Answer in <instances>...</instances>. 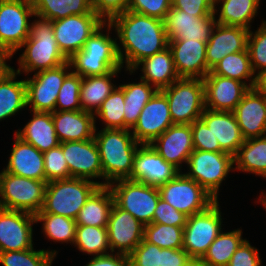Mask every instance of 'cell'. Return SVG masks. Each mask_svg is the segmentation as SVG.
<instances>
[{
  "label": "cell",
  "instance_id": "1",
  "mask_svg": "<svg viewBox=\"0 0 266 266\" xmlns=\"http://www.w3.org/2000/svg\"><path fill=\"white\" fill-rule=\"evenodd\" d=\"M117 34V51L122 67L132 70L142 59L168 47L164 21L125 11L109 21Z\"/></svg>",
  "mask_w": 266,
  "mask_h": 266
},
{
  "label": "cell",
  "instance_id": "2",
  "mask_svg": "<svg viewBox=\"0 0 266 266\" xmlns=\"http://www.w3.org/2000/svg\"><path fill=\"white\" fill-rule=\"evenodd\" d=\"M105 186L120 179L131 177L134 157L140 145L130 130L95 128Z\"/></svg>",
  "mask_w": 266,
  "mask_h": 266
},
{
  "label": "cell",
  "instance_id": "3",
  "mask_svg": "<svg viewBox=\"0 0 266 266\" xmlns=\"http://www.w3.org/2000/svg\"><path fill=\"white\" fill-rule=\"evenodd\" d=\"M33 17L37 20L30 24V35L19 48H25L18 58L19 68L15 70L12 67L20 75L56 68L68 62L54 37L52 20L36 15Z\"/></svg>",
  "mask_w": 266,
  "mask_h": 266
},
{
  "label": "cell",
  "instance_id": "4",
  "mask_svg": "<svg viewBox=\"0 0 266 266\" xmlns=\"http://www.w3.org/2000/svg\"><path fill=\"white\" fill-rule=\"evenodd\" d=\"M100 186H105V181L69 178L47 182L44 203L38 213L58 214L75 220Z\"/></svg>",
  "mask_w": 266,
  "mask_h": 266
},
{
  "label": "cell",
  "instance_id": "5",
  "mask_svg": "<svg viewBox=\"0 0 266 266\" xmlns=\"http://www.w3.org/2000/svg\"><path fill=\"white\" fill-rule=\"evenodd\" d=\"M47 182L0 172V208L37 214L41 211Z\"/></svg>",
  "mask_w": 266,
  "mask_h": 266
},
{
  "label": "cell",
  "instance_id": "6",
  "mask_svg": "<svg viewBox=\"0 0 266 266\" xmlns=\"http://www.w3.org/2000/svg\"><path fill=\"white\" fill-rule=\"evenodd\" d=\"M161 91L167 97L173 124H191L201 118L205 110L201 78H180Z\"/></svg>",
  "mask_w": 266,
  "mask_h": 266
},
{
  "label": "cell",
  "instance_id": "7",
  "mask_svg": "<svg viewBox=\"0 0 266 266\" xmlns=\"http://www.w3.org/2000/svg\"><path fill=\"white\" fill-rule=\"evenodd\" d=\"M114 203L129 212L144 226L152 223L155 209L161 198L158 187L145 183L120 179L108 185Z\"/></svg>",
  "mask_w": 266,
  "mask_h": 266
},
{
  "label": "cell",
  "instance_id": "8",
  "mask_svg": "<svg viewBox=\"0 0 266 266\" xmlns=\"http://www.w3.org/2000/svg\"><path fill=\"white\" fill-rule=\"evenodd\" d=\"M219 200L202 212L187 217L183 227V249L193 261H199L222 232Z\"/></svg>",
  "mask_w": 266,
  "mask_h": 266
},
{
  "label": "cell",
  "instance_id": "9",
  "mask_svg": "<svg viewBox=\"0 0 266 266\" xmlns=\"http://www.w3.org/2000/svg\"><path fill=\"white\" fill-rule=\"evenodd\" d=\"M187 167L189 171L184 174L218 200L220 185L229 172L234 171V161L233 156L226 152L194 149L188 158Z\"/></svg>",
  "mask_w": 266,
  "mask_h": 266
},
{
  "label": "cell",
  "instance_id": "10",
  "mask_svg": "<svg viewBox=\"0 0 266 266\" xmlns=\"http://www.w3.org/2000/svg\"><path fill=\"white\" fill-rule=\"evenodd\" d=\"M30 0H1L0 48L12 56L30 35L29 17L34 16Z\"/></svg>",
  "mask_w": 266,
  "mask_h": 266
},
{
  "label": "cell",
  "instance_id": "11",
  "mask_svg": "<svg viewBox=\"0 0 266 266\" xmlns=\"http://www.w3.org/2000/svg\"><path fill=\"white\" fill-rule=\"evenodd\" d=\"M160 197L187 217L202 212L216 199L182 171L158 187Z\"/></svg>",
  "mask_w": 266,
  "mask_h": 266
},
{
  "label": "cell",
  "instance_id": "12",
  "mask_svg": "<svg viewBox=\"0 0 266 266\" xmlns=\"http://www.w3.org/2000/svg\"><path fill=\"white\" fill-rule=\"evenodd\" d=\"M69 61L52 69L34 73L25 79L27 107L30 112H54L59 90L71 73Z\"/></svg>",
  "mask_w": 266,
  "mask_h": 266
},
{
  "label": "cell",
  "instance_id": "13",
  "mask_svg": "<svg viewBox=\"0 0 266 266\" xmlns=\"http://www.w3.org/2000/svg\"><path fill=\"white\" fill-rule=\"evenodd\" d=\"M104 23L97 14L70 15L52 21L54 37L60 51L69 60Z\"/></svg>",
  "mask_w": 266,
  "mask_h": 266
},
{
  "label": "cell",
  "instance_id": "14",
  "mask_svg": "<svg viewBox=\"0 0 266 266\" xmlns=\"http://www.w3.org/2000/svg\"><path fill=\"white\" fill-rule=\"evenodd\" d=\"M106 228L111 253L129 256L144 239L145 226L115 203Z\"/></svg>",
  "mask_w": 266,
  "mask_h": 266
},
{
  "label": "cell",
  "instance_id": "15",
  "mask_svg": "<svg viewBox=\"0 0 266 266\" xmlns=\"http://www.w3.org/2000/svg\"><path fill=\"white\" fill-rule=\"evenodd\" d=\"M173 125L166 95L158 90L142 109L130 130L140 144H150Z\"/></svg>",
  "mask_w": 266,
  "mask_h": 266
},
{
  "label": "cell",
  "instance_id": "16",
  "mask_svg": "<svg viewBox=\"0 0 266 266\" xmlns=\"http://www.w3.org/2000/svg\"><path fill=\"white\" fill-rule=\"evenodd\" d=\"M33 214L0 208V252L33 248Z\"/></svg>",
  "mask_w": 266,
  "mask_h": 266
},
{
  "label": "cell",
  "instance_id": "17",
  "mask_svg": "<svg viewBox=\"0 0 266 266\" xmlns=\"http://www.w3.org/2000/svg\"><path fill=\"white\" fill-rule=\"evenodd\" d=\"M180 171L166 162L150 144H140L134 157L129 180L159 187L172 180Z\"/></svg>",
  "mask_w": 266,
  "mask_h": 266
},
{
  "label": "cell",
  "instance_id": "18",
  "mask_svg": "<svg viewBox=\"0 0 266 266\" xmlns=\"http://www.w3.org/2000/svg\"><path fill=\"white\" fill-rule=\"evenodd\" d=\"M216 16L195 17L193 14L171 7L164 19L168 41L196 40L207 42L217 24Z\"/></svg>",
  "mask_w": 266,
  "mask_h": 266
},
{
  "label": "cell",
  "instance_id": "19",
  "mask_svg": "<svg viewBox=\"0 0 266 266\" xmlns=\"http://www.w3.org/2000/svg\"><path fill=\"white\" fill-rule=\"evenodd\" d=\"M71 178L103 179L99 150L94 138L60 143Z\"/></svg>",
  "mask_w": 266,
  "mask_h": 266
},
{
  "label": "cell",
  "instance_id": "20",
  "mask_svg": "<svg viewBox=\"0 0 266 266\" xmlns=\"http://www.w3.org/2000/svg\"><path fill=\"white\" fill-rule=\"evenodd\" d=\"M204 83L205 108L213 111H233L250 89L248 84L213 74L202 79Z\"/></svg>",
  "mask_w": 266,
  "mask_h": 266
},
{
  "label": "cell",
  "instance_id": "21",
  "mask_svg": "<svg viewBox=\"0 0 266 266\" xmlns=\"http://www.w3.org/2000/svg\"><path fill=\"white\" fill-rule=\"evenodd\" d=\"M159 155L180 172L194 151L191 124H173L150 143Z\"/></svg>",
  "mask_w": 266,
  "mask_h": 266
},
{
  "label": "cell",
  "instance_id": "22",
  "mask_svg": "<svg viewBox=\"0 0 266 266\" xmlns=\"http://www.w3.org/2000/svg\"><path fill=\"white\" fill-rule=\"evenodd\" d=\"M205 41L171 40L168 47L180 78L203 79L210 70L207 66Z\"/></svg>",
  "mask_w": 266,
  "mask_h": 266
},
{
  "label": "cell",
  "instance_id": "23",
  "mask_svg": "<svg viewBox=\"0 0 266 266\" xmlns=\"http://www.w3.org/2000/svg\"><path fill=\"white\" fill-rule=\"evenodd\" d=\"M243 138L262 137L266 131V97L250 88L232 111Z\"/></svg>",
  "mask_w": 266,
  "mask_h": 266
},
{
  "label": "cell",
  "instance_id": "24",
  "mask_svg": "<svg viewBox=\"0 0 266 266\" xmlns=\"http://www.w3.org/2000/svg\"><path fill=\"white\" fill-rule=\"evenodd\" d=\"M249 31L240 26L216 24L206 46L208 69L211 70L226 55L245 51Z\"/></svg>",
  "mask_w": 266,
  "mask_h": 266
},
{
  "label": "cell",
  "instance_id": "25",
  "mask_svg": "<svg viewBox=\"0 0 266 266\" xmlns=\"http://www.w3.org/2000/svg\"><path fill=\"white\" fill-rule=\"evenodd\" d=\"M201 119L211 130L214 138H217L220 148L234 156L245 139L233 112L213 111L205 108Z\"/></svg>",
  "mask_w": 266,
  "mask_h": 266
},
{
  "label": "cell",
  "instance_id": "26",
  "mask_svg": "<svg viewBox=\"0 0 266 266\" xmlns=\"http://www.w3.org/2000/svg\"><path fill=\"white\" fill-rule=\"evenodd\" d=\"M8 164L4 170L13 175L45 181L44 155L16 134Z\"/></svg>",
  "mask_w": 266,
  "mask_h": 266
},
{
  "label": "cell",
  "instance_id": "27",
  "mask_svg": "<svg viewBox=\"0 0 266 266\" xmlns=\"http://www.w3.org/2000/svg\"><path fill=\"white\" fill-rule=\"evenodd\" d=\"M51 113L60 143L86 141L94 138L96 128L94 114L83 110L54 111Z\"/></svg>",
  "mask_w": 266,
  "mask_h": 266
},
{
  "label": "cell",
  "instance_id": "28",
  "mask_svg": "<svg viewBox=\"0 0 266 266\" xmlns=\"http://www.w3.org/2000/svg\"><path fill=\"white\" fill-rule=\"evenodd\" d=\"M138 68L142 71L140 78L157 90L169 87L173 82L180 79L169 47L142 59L132 70H129V73H134Z\"/></svg>",
  "mask_w": 266,
  "mask_h": 266
},
{
  "label": "cell",
  "instance_id": "29",
  "mask_svg": "<svg viewBox=\"0 0 266 266\" xmlns=\"http://www.w3.org/2000/svg\"><path fill=\"white\" fill-rule=\"evenodd\" d=\"M31 115H33L32 119L27 122L23 129H18L15 134L42 153L60 145L55 132L52 113L33 111Z\"/></svg>",
  "mask_w": 266,
  "mask_h": 266
},
{
  "label": "cell",
  "instance_id": "30",
  "mask_svg": "<svg viewBox=\"0 0 266 266\" xmlns=\"http://www.w3.org/2000/svg\"><path fill=\"white\" fill-rule=\"evenodd\" d=\"M122 69H116L106 75L82 77L80 103L82 110L95 114L102 102L114 91L117 85L111 81Z\"/></svg>",
  "mask_w": 266,
  "mask_h": 266
},
{
  "label": "cell",
  "instance_id": "31",
  "mask_svg": "<svg viewBox=\"0 0 266 266\" xmlns=\"http://www.w3.org/2000/svg\"><path fill=\"white\" fill-rule=\"evenodd\" d=\"M114 197L108 186H100L87 200L75 219L76 225L107 227Z\"/></svg>",
  "mask_w": 266,
  "mask_h": 266
},
{
  "label": "cell",
  "instance_id": "32",
  "mask_svg": "<svg viewBox=\"0 0 266 266\" xmlns=\"http://www.w3.org/2000/svg\"><path fill=\"white\" fill-rule=\"evenodd\" d=\"M261 0H214V15L217 24L226 26H240L250 30V23L257 16ZM222 4L219 10L217 5Z\"/></svg>",
  "mask_w": 266,
  "mask_h": 266
},
{
  "label": "cell",
  "instance_id": "33",
  "mask_svg": "<svg viewBox=\"0 0 266 266\" xmlns=\"http://www.w3.org/2000/svg\"><path fill=\"white\" fill-rule=\"evenodd\" d=\"M234 171L266 178V137L246 139L233 156Z\"/></svg>",
  "mask_w": 266,
  "mask_h": 266
},
{
  "label": "cell",
  "instance_id": "34",
  "mask_svg": "<svg viewBox=\"0 0 266 266\" xmlns=\"http://www.w3.org/2000/svg\"><path fill=\"white\" fill-rule=\"evenodd\" d=\"M20 74L13 69L0 79V121L27 107L25 80H16Z\"/></svg>",
  "mask_w": 266,
  "mask_h": 266
},
{
  "label": "cell",
  "instance_id": "35",
  "mask_svg": "<svg viewBox=\"0 0 266 266\" xmlns=\"http://www.w3.org/2000/svg\"><path fill=\"white\" fill-rule=\"evenodd\" d=\"M139 81L119 85L124 92V129L127 130L134 127L142 109L158 91L141 78Z\"/></svg>",
  "mask_w": 266,
  "mask_h": 266
},
{
  "label": "cell",
  "instance_id": "36",
  "mask_svg": "<svg viewBox=\"0 0 266 266\" xmlns=\"http://www.w3.org/2000/svg\"><path fill=\"white\" fill-rule=\"evenodd\" d=\"M36 16L60 20L70 15L96 14L91 0H30Z\"/></svg>",
  "mask_w": 266,
  "mask_h": 266
},
{
  "label": "cell",
  "instance_id": "37",
  "mask_svg": "<svg viewBox=\"0 0 266 266\" xmlns=\"http://www.w3.org/2000/svg\"><path fill=\"white\" fill-rule=\"evenodd\" d=\"M107 27V29H106ZM104 30L108 33L103 34ZM112 26L109 22L102 24L86 41L83 48L74 55H95L102 58L114 69H122V64L117 51V40L112 38L110 31Z\"/></svg>",
  "mask_w": 266,
  "mask_h": 266
},
{
  "label": "cell",
  "instance_id": "38",
  "mask_svg": "<svg viewBox=\"0 0 266 266\" xmlns=\"http://www.w3.org/2000/svg\"><path fill=\"white\" fill-rule=\"evenodd\" d=\"M242 233L241 229L230 232L222 230L199 262L203 266H228L232 255L246 240L242 238Z\"/></svg>",
  "mask_w": 266,
  "mask_h": 266
},
{
  "label": "cell",
  "instance_id": "39",
  "mask_svg": "<svg viewBox=\"0 0 266 266\" xmlns=\"http://www.w3.org/2000/svg\"><path fill=\"white\" fill-rule=\"evenodd\" d=\"M213 74L228 77L247 84L253 88L255 83V73L251 67L248 50L226 55L211 70Z\"/></svg>",
  "mask_w": 266,
  "mask_h": 266
},
{
  "label": "cell",
  "instance_id": "40",
  "mask_svg": "<svg viewBox=\"0 0 266 266\" xmlns=\"http://www.w3.org/2000/svg\"><path fill=\"white\" fill-rule=\"evenodd\" d=\"M73 246L77 247L80 252L92 256L111 253L106 227L77 225Z\"/></svg>",
  "mask_w": 266,
  "mask_h": 266
},
{
  "label": "cell",
  "instance_id": "41",
  "mask_svg": "<svg viewBox=\"0 0 266 266\" xmlns=\"http://www.w3.org/2000/svg\"><path fill=\"white\" fill-rule=\"evenodd\" d=\"M35 222L42 223V232L53 242L74 244L76 233V221L58 214L37 213Z\"/></svg>",
  "mask_w": 266,
  "mask_h": 266
},
{
  "label": "cell",
  "instance_id": "42",
  "mask_svg": "<svg viewBox=\"0 0 266 266\" xmlns=\"http://www.w3.org/2000/svg\"><path fill=\"white\" fill-rule=\"evenodd\" d=\"M104 123V129H124V92L118 86L102 102L100 108L94 114Z\"/></svg>",
  "mask_w": 266,
  "mask_h": 266
},
{
  "label": "cell",
  "instance_id": "43",
  "mask_svg": "<svg viewBox=\"0 0 266 266\" xmlns=\"http://www.w3.org/2000/svg\"><path fill=\"white\" fill-rule=\"evenodd\" d=\"M55 250H35L0 252V263L3 266H51L57 255Z\"/></svg>",
  "mask_w": 266,
  "mask_h": 266
},
{
  "label": "cell",
  "instance_id": "44",
  "mask_svg": "<svg viewBox=\"0 0 266 266\" xmlns=\"http://www.w3.org/2000/svg\"><path fill=\"white\" fill-rule=\"evenodd\" d=\"M144 239L160 248L183 249V227L150 223L145 225Z\"/></svg>",
  "mask_w": 266,
  "mask_h": 266
},
{
  "label": "cell",
  "instance_id": "45",
  "mask_svg": "<svg viewBox=\"0 0 266 266\" xmlns=\"http://www.w3.org/2000/svg\"><path fill=\"white\" fill-rule=\"evenodd\" d=\"M82 77L71 72L65 79L59 90L55 111L82 110L80 103V86Z\"/></svg>",
  "mask_w": 266,
  "mask_h": 266
},
{
  "label": "cell",
  "instance_id": "46",
  "mask_svg": "<svg viewBox=\"0 0 266 266\" xmlns=\"http://www.w3.org/2000/svg\"><path fill=\"white\" fill-rule=\"evenodd\" d=\"M68 61L72 72L81 77L106 75L114 70L102 56L73 55Z\"/></svg>",
  "mask_w": 266,
  "mask_h": 266
},
{
  "label": "cell",
  "instance_id": "47",
  "mask_svg": "<svg viewBox=\"0 0 266 266\" xmlns=\"http://www.w3.org/2000/svg\"><path fill=\"white\" fill-rule=\"evenodd\" d=\"M247 50L251 67L254 73L266 68V21L262 20L261 26L256 31H249ZM257 71V72H256Z\"/></svg>",
  "mask_w": 266,
  "mask_h": 266
},
{
  "label": "cell",
  "instance_id": "48",
  "mask_svg": "<svg viewBox=\"0 0 266 266\" xmlns=\"http://www.w3.org/2000/svg\"><path fill=\"white\" fill-rule=\"evenodd\" d=\"M43 155L46 182L71 178L61 145L44 152Z\"/></svg>",
  "mask_w": 266,
  "mask_h": 266
},
{
  "label": "cell",
  "instance_id": "49",
  "mask_svg": "<svg viewBox=\"0 0 266 266\" xmlns=\"http://www.w3.org/2000/svg\"><path fill=\"white\" fill-rule=\"evenodd\" d=\"M128 257L130 266H161L162 248L143 239Z\"/></svg>",
  "mask_w": 266,
  "mask_h": 266
},
{
  "label": "cell",
  "instance_id": "50",
  "mask_svg": "<svg viewBox=\"0 0 266 266\" xmlns=\"http://www.w3.org/2000/svg\"><path fill=\"white\" fill-rule=\"evenodd\" d=\"M192 138L194 149L209 152H224L211 133L208 126L200 118L191 123Z\"/></svg>",
  "mask_w": 266,
  "mask_h": 266
},
{
  "label": "cell",
  "instance_id": "51",
  "mask_svg": "<svg viewBox=\"0 0 266 266\" xmlns=\"http://www.w3.org/2000/svg\"><path fill=\"white\" fill-rule=\"evenodd\" d=\"M171 7L168 0H129L127 10L164 21Z\"/></svg>",
  "mask_w": 266,
  "mask_h": 266
},
{
  "label": "cell",
  "instance_id": "52",
  "mask_svg": "<svg viewBox=\"0 0 266 266\" xmlns=\"http://www.w3.org/2000/svg\"><path fill=\"white\" fill-rule=\"evenodd\" d=\"M187 216L179 212L162 198L159 199L154 212L152 223H161L172 226L184 227Z\"/></svg>",
  "mask_w": 266,
  "mask_h": 266
},
{
  "label": "cell",
  "instance_id": "53",
  "mask_svg": "<svg viewBox=\"0 0 266 266\" xmlns=\"http://www.w3.org/2000/svg\"><path fill=\"white\" fill-rule=\"evenodd\" d=\"M129 0H91L92 10L104 21L127 11Z\"/></svg>",
  "mask_w": 266,
  "mask_h": 266
},
{
  "label": "cell",
  "instance_id": "54",
  "mask_svg": "<svg viewBox=\"0 0 266 266\" xmlns=\"http://www.w3.org/2000/svg\"><path fill=\"white\" fill-rule=\"evenodd\" d=\"M258 249L245 240L235 251L228 266H263Z\"/></svg>",
  "mask_w": 266,
  "mask_h": 266
},
{
  "label": "cell",
  "instance_id": "55",
  "mask_svg": "<svg viewBox=\"0 0 266 266\" xmlns=\"http://www.w3.org/2000/svg\"><path fill=\"white\" fill-rule=\"evenodd\" d=\"M172 7L193 14L195 17L214 14V0H177Z\"/></svg>",
  "mask_w": 266,
  "mask_h": 266
},
{
  "label": "cell",
  "instance_id": "56",
  "mask_svg": "<svg viewBox=\"0 0 266 266\" xmlns=\"http://www.w3.org/2000/svg\"><path fill=\"white\" fill-rule=\"evenodd\" d=\"M192 261L184 249L162 248L161 266H187Z\"/></svg>",
  "mask_w": 266,
  "mask_h": 266
},
{
  "label": "cell",
  "instance_id": "57",
  "mask_svg": "<svg viewBox=\"0 0 266 266\" xmlns=\"http://www.w3.org/2000/svg\"><path fill=\"white\" fill-rule=\"evenodd\" d=\"M85 266H130V262L127 255L115 252L94 256Z\"/></svg>",
  "mask_w": 266,
  "mask_h": 266
},
{
  "label": "cell",
  "instance_id": "58",
  "mask_svg": "<svg viewBox=\"0 0 266 266\" xmlns=\"http://www.w3.org/2000/svg\"><path fill=\"white\" fill-rule=\"evenodd\" d=\"M253 88L266 97V68L256 73Z\"/></svg>",
  "mask_w": 266,
  "mask_h": 266
},
{
  "label": "cell",
  "instance_id": "59",
  "mask_svg": "<svg viewBox=\"0 0 266 266\" xmlns=\"http://www.w3.org/2000/svg\"><path fill=\"white\" fill-rule=\"evenodd\" d=\"M12 57L13 56L7 50L0 48V79L12 70V67L6 62V60Z\"/></svg>",
  "mask_w": 266,
  "mask_h": 266
},
{
  "label": "cell",
  "instance_id": "60",
  "mask_svg": "<svg viewBox=\"0 0 266 266\" xmlns=\"http://www.w3.org/2000/svg\"><path fill=\"white\" fill-rule=\"evenodd\" d=\"M187 266H203L199 261H192Z\"/></svg>",
  "mask_w": 266,
  "mask_h": 266
},
{
  "label": "cell",
  "instance_id": "61",
  "mask_svg": "<svg viewBox=\"0 0 266 266\" xmlns=\"http://www.w3.org/2000/svg\"><path fill=\"white\" fill-rule=\"evenodd\" d=\"M259 203L261 202V204L264 206V208L266 209V201L261 197L259 196Z\"/></svg>",
  "mask_w": 266,
  "mask_h": 266
},
{
  "label": "cell",
  "instance_id": "62",
  "mask_svg": "<svg viewBox=\"0 0 266 266\" xmlns=\"http://www.w3.org/2000/svg\"><path fill=\"white\" fill-rule=\"evenodd\" d=\"M266 192L262 191V193L260 194V196L266 201Z\"/></svg>",
  "mask_w": 266,
  "mask_h": 266
},
{
  "label": "cell",
  "instance_id": "63",
  "mask_svg": "<svg viewBox=\"0 0 266 266\" xmlns=\"http://www.w3.org/2000/svg\"><path fill=\"white\" fill-rule=\"evenodd\" d=\"M177 0H168V2L170 3L171 6H173L175 4Z\"/></svg>",
  "mask_w": 266,
  "mask_h": 266
}]
</instances>
